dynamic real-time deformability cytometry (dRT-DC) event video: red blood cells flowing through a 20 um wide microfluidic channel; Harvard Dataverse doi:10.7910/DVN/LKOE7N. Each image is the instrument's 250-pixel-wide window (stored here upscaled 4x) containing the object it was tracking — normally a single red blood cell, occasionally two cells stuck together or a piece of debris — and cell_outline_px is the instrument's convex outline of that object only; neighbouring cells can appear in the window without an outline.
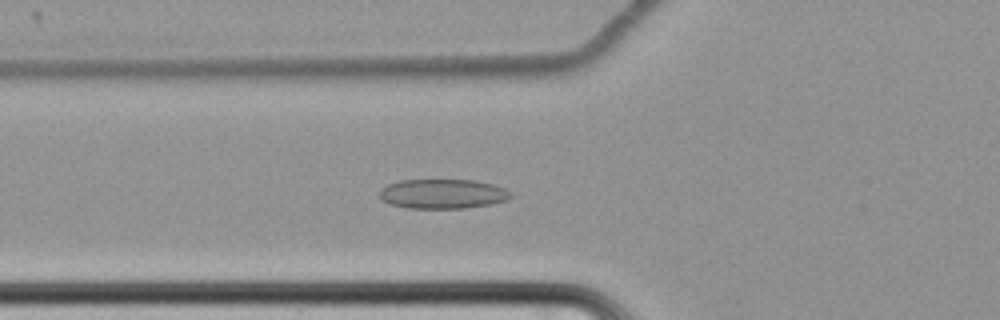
{"species": "common noctule bat (a hibernating species)", "species_latin": "Nyctalus noctula", "temperature_condition": "cold", "stored_images_in_passage": 65, "camera_frame_rate_fps": 3000, "um_per_image_px": 0.085, "animal": {"sex": "female", "body_mass_g": 22.7, "forearm_length_mm": 54.2}, "frame": {"image": 1, "passage_image": 27, "time_ms": 8.667, "image_size_px": [1000, 320], "cell_outline_px": [[512, 196], [504, 200], [488, 204], [468, 208], [408, 208], [388, 204], [380, 200], [380, 188], [388, 184], [400, 180], [472, 180], [492, 184], [504, 188], [512, 192]], "centroid_in_image_um": [37.58, 16.48], "position_along_channel_um": 88.2, "area_um2": 22.6}}
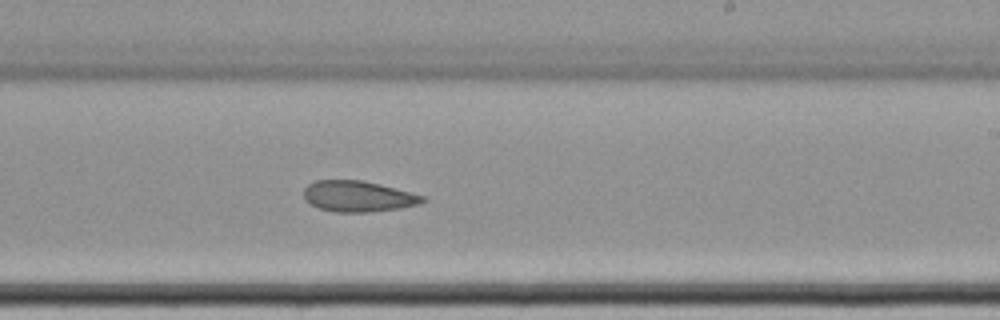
{"frame": {"image": 2, "passage_image": 42, "time_ms": 13.667, "image_size_px": [1000, 320], "cell_outline_px": [[428, 200], [420, 204], [400, 208], [368, 212], [336, 212], [320, 208], [304, 200], [304, 188], [308, 184], [316, 180], [364, 180], [380, 184], [424, 196]], "centroid_in_image_um": [30.44, 16.68], "position_along_channel_um": 258.6, "area_um2": 21.39}}
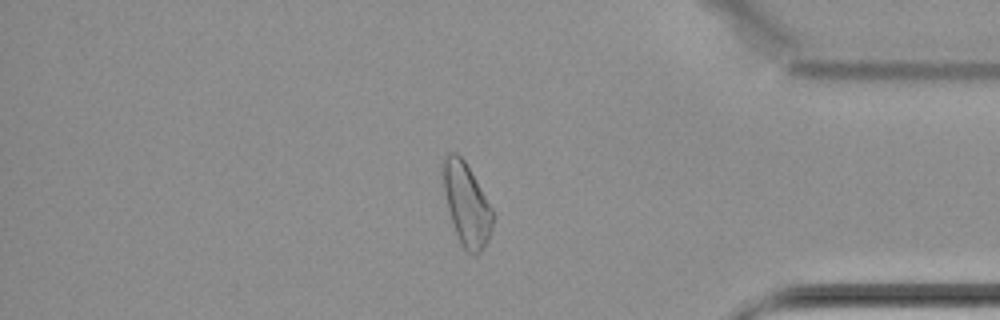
{"frame": {"image": 3, "passage_image": 56, "time_ms": 18.333, "image_size_px": [1000, 320], "cell_outline_px": [[496, 216], [488, 240], [480, 252], [476, 256], [472, 256], [460, 244], [448, 208], [444, 188], [444, 156], [448, 152], [456, 152], [464, 160], [492, 208]], "centroid_in_image_um": [39.7, 17.42], "position_along_channel_um": 395.5, "area_um2": 23.52}, "authors_computed_cell_mechanics": {"area_um2": 24.3338, "velocity_mm_per_s": 3.4179, "shape_relaxation_time_tau1_ms": null, "shape_relaxation_time_tau2_ms": 2.8876, "deformation_change_tau1": null, "deformation_change_tau2": 0.0834}}